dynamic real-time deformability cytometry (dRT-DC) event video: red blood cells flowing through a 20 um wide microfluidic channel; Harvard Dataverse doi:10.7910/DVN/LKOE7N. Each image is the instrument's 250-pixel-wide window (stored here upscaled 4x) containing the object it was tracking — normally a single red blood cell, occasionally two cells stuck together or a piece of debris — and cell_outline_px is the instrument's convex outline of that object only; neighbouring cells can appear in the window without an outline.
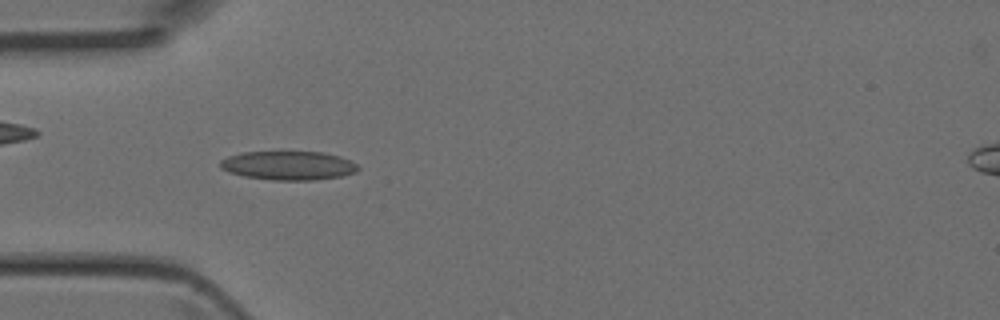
{"species": "Egyptian fruit bat (a non-hibernating species)", "species_latin": "Rousettus aegyptiacus", "temperature_condition": "room temperature", "stored_images_in_passage": 6, "camera_frame_rate_fps": 3000, "um_per_image_px": 0.085, "animal": {"sex": "female"}, "frame": {"image": 1, "passage_image": 5, "time_ms": 1.333, "image_size_px": [1000, 320], "cell_outline_px": [[360, 168], [356, 172], [340, 176], [312, 180], [272, 180], [244, 176], [228, 172], [220, 168], [220, 160], [228, 156], [240, 152], [320, 152], [340, 156], [356, 164]], "centroid_in_image_um": [24.47, 14.07], "position_along_channel_um": 60.5, "area_um2": 23.12}}
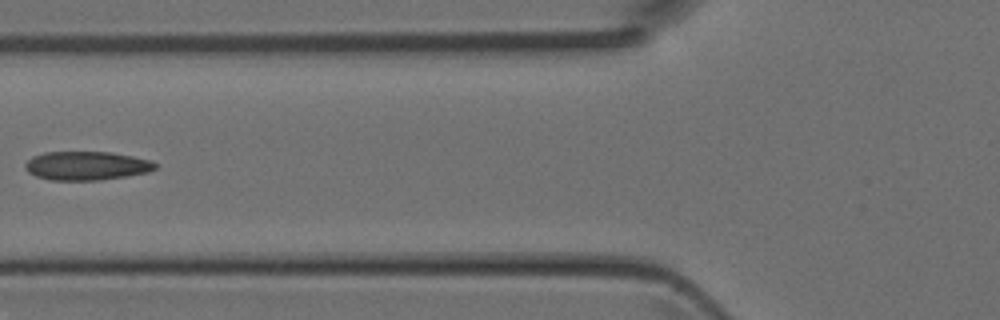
{"frame": {"image": 2, "passage_image": 6, "time_ms": 1.667, "image_size_px": [1000, 320], "cell_outline_px": [[156, 168], [148, 172], [100, 180], [52, 180], [36, 176], [28, 172], [24, 164], [32, 156], [44, 152], [112, 152], [152, 160], [156, 164]], "centroid_in_image_um": [7.35, 14.08], "position_along_channel_um": 118.5, "area_um2": 21.73}}